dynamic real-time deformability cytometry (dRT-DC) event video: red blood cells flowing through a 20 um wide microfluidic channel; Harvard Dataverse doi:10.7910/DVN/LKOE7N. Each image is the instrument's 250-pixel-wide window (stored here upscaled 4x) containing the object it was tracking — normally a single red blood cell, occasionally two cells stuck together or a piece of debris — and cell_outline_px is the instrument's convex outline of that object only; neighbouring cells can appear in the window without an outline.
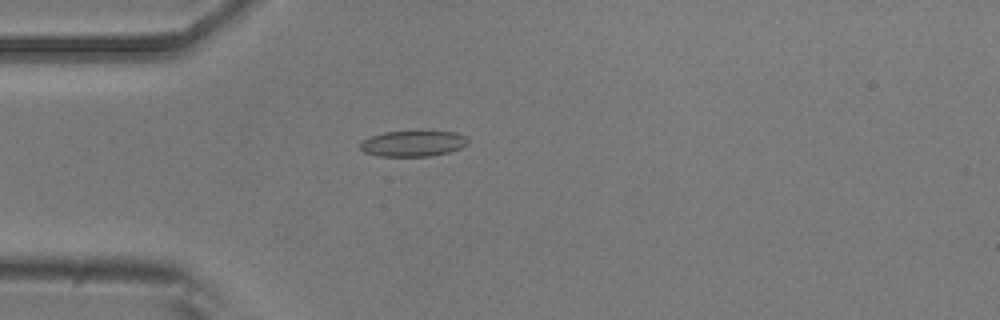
{"species": "common noctule bat (a hibernating species)", "species_latin": "Nyctalus noctula", "temperature_condition": "room temperature", "stored_images_in_passage": 10, "camera_frame_rate_fps": 3000, "um_per_image_px": 0.085, "animal": {"sex": "male", "body_mass_g": 20.5, "forearm_length_mm": 52.5}, "frame": {"image": 1, "passage_image": 6, "time_ms": 1.667, "image_size_px": [1000, 320], "cell_outline_px": [[468, 144], [460, 148], [448, 152], [428, 156], [380, 156], [364, 152], [360, 148], [360, 144], [364, 140], [372, 136], [384, 132], [456, 132], [464, 136], [468, 140]], "centroid_in_image_um": [35.11, 12.21], "position_along_channel_um": 49.9, "area_um2": 15.84}}